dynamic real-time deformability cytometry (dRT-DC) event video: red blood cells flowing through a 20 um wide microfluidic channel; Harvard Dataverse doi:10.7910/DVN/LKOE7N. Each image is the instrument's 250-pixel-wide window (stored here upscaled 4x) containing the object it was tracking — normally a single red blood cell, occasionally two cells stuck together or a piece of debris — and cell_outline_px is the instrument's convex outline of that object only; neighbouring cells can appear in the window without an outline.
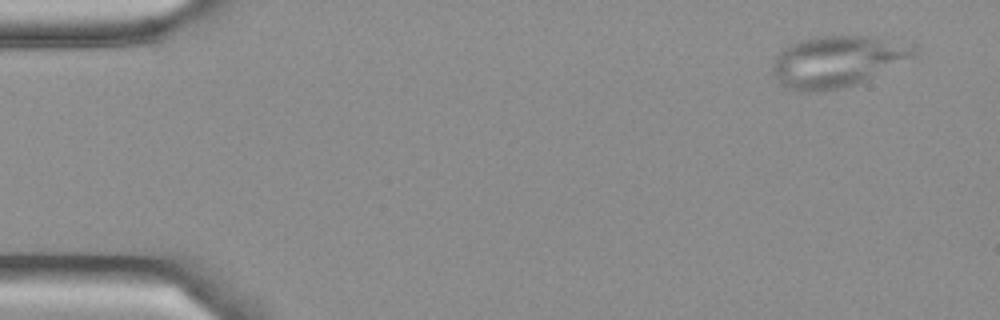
{"species": "Egyptian fruit bat (a non-hibernating species)", "species_latin": "Rousettus aegyptiacus", "temperature_condition": "cold", "stored_images_in_passage": 9, "camera_frame_rate_fps": 3000, "um_per_image_px": 0.085, "frame": {"image": 1, "passage_image": 3, "time_ms": 0.667, "image_size_px": [1000, 320], "cell_outline_px": [[920, 60], [856, 84], [844, 88], [812, 92], [804, 92], [788, 88], [780, 84], [776, 80], [772, 72], [772, 64], [776, 56], [788, 44], [800, 40], [816, 36], [868, 36], [912, 40], [916, 44]], "centroid_in_image_um": [71.39, 5.2], "position_along_channel_um": 13.6, "area_um2": 44.39}}